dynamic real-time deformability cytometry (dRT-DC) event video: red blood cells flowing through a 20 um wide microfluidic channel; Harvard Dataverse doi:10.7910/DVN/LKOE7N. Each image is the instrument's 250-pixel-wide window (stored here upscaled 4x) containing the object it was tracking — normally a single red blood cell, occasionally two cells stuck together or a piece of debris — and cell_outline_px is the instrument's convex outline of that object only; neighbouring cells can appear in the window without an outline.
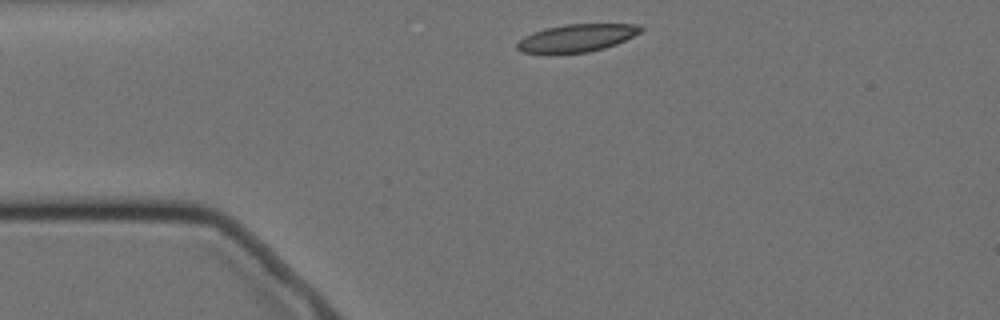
{"species": "Egyptian fruit bat (a non-hibernating species)", "species_latin": "Rousettus aegyptiacus", "temperature_condition": "cold", "stored_images_in_passage": 2, "camera_frame_rate_fps": 3000, "um_per_image_px": 0.085, "animal": {"sex": "female"}, "frame": {"image": 1, "passage_image": 1, "time_ms": 0.0, "image_size_px": [1000, 320], "cell_outline_px": [[644, 28], [640, 32], [616, 44], [604, 48], [588, 52], [552, 56], [520, 52], [516, 48], [516, 44], [524, 36], [548, 28], [564, 24], [640, 24]], "centroid_in_image_um": [48.96, 3.27], "position_along_channel_um": 36.0, "area_um2": 20.4}}